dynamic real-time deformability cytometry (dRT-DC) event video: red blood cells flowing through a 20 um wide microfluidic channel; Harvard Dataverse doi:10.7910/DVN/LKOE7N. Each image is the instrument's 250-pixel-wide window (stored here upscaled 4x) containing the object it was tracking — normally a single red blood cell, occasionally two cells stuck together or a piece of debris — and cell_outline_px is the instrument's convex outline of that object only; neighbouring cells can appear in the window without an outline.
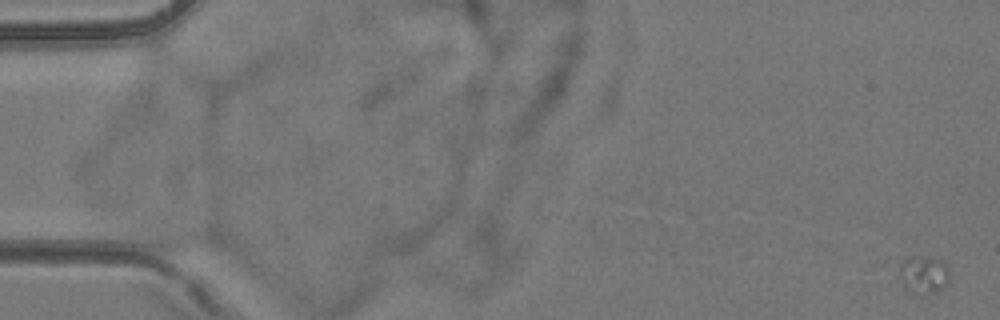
{"species": "common noctule bat (a hibernating species)", "species_latin": "Nyctalus noctula", "temperature_condition": "room temperature", "stored_images_in_passage": 12, "camera_frame_rate_fps": 3000, "um_per_image_px": 0.085, "animal": {"sex": "female", "body_mass_g": 24.6, "forearm_length_mm": 56.2}, "frame": {"image": 1, "passage_image": 1, "time_ms": 0.0, "image_size_px": [1000, 320], "cell_outline_px": [[952, 272], [948, 284], [936, 292], [920, 296], [912, 296], [904, 288], [896, 276], [900, 260], [908, 256], [940, 260]], "centroid_in_image_um": [78.43, 23.41], "position_along_channel_um": 6.6, "area_um2": 11.91}}